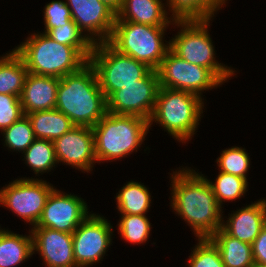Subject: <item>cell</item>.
<instances>
[{"label": "cell", "mask_w": 266, "mask_h": 267, "mask_svg": "<svg viewBox=\"0 0 266 267\" xmlns=\"http://www.w3.org/2000/svg\"><path fill=\"white\" fill-rule=\"evenodd\" d=\"M170 178L171 208L190 224L198 239L210 238L222 228V208L206 176L186 167L173 171Z\"/></svg>", "instance_id": "6da1fadb"}, {"label": "cell", "mask_w": 266, "mask_h": 267, "mask_svg": "<svg viewBox=\"0 0 266 267\" xmlns=\"http://www.w3.org/2000/svg\"><path fill=\"white\" fill-rule=\"evenodd\" d=\"M55 109L74 125L91 128L107 113L106 97L89 62L77 72L60 78Z\"/></svg>", "instance_id": "7a4b0ae2"}, {"label": "cell", "mask_w": 266, "mask_h": 267, "mask_svg": "<svg viewBox=\"0 0 266 267\" xmlns=\"http://www.w3.org/2000/svg\"><path fill=\"white\" fill-rule=\"evenodd\" d=\"M14 51L24 61L28 73L57 78L77 72L89 62L75 47L39 32L27 37Z\"/></svg>", "instance_id": "3957f363"}, {"label": "cell", "mask_w": 266, "mask_h": 267, "mask_svg": "<svg viewBox=\"0 0 266 267\" xmlns=\"http://www.w3.org/2000/svg\"><path fill=\"white\" fill-rule=\"evenodd\" d=\"M149 121L143 117L115 115L107 112L92 127L97 163L124 158L139 149L149 131Z\"/></svg>", "instance_id": "277c9868"}, {"label": "cell", "mask_w": 266, "mask_h": 267, "mask_svg": "<svg viewBox=\"0 0 266 267\" xmlns=\"http://www.w3.org/2000/svg\"><path fill=\"white\" fill-rule=\"evenodd\" d=\"M203 100L186 91L159 87L149 127L155 121L177 141L186 143L192 139L199 125Z\"/></svg>", "instance_id": "5b68a950"}, {"label": "cell", "mask_w": 266, "mask_h": 267, "mask_svg": "<svg viewBox=\"0 0 266 267\" xmlns=\"http://www.w3.org/2000/svg\"><path fill=\"white\" fill-rule=\"evenodd\" d=\"M167 26H151L129 21H115L108 43L119 53L145 63L157 70L170 49L164 43Z\"/></svg>", "instance_id": "8992f818"}, {"label": "cell", "mask_w": 266, "mask_h": 267, "mask_svg": "<svg viewBox=\"0 0 266 267\" xmlns=\"http://www.w3.org/2000/svg\"><path fill=\"white\" fill-rule=\"evenodd\" d=\"M209 23L210 20L173 22L172 24L181 30L169 40L170 49L185 61L209 69L222 83H225L236 71L215 60V49L208 33Z\"/></svg>", "instance_id": "52a82bcc"}, {"label": "cell", "mask_w": 266, "mask_h": 267, "mask_svg": "<svg viewBox=\"0 0 266 267\" xmlns=\"http://www.w3.org/2000/svg\"><path fill=\"white\" fill-rule=\"evenodd\" d=\"M89 63L106 99L125 85L137 83L151 70L145 63L119 53L108 42L94 44Z\"/></svg>", "instance_id": "ba28073f"}, {"label": "cell", "mask_w": 266, "mask_h": 267, "mask_svg": "<svg viewBox=\"0 0 266 267\" xmlns=\"http://www.w3.org/2000/svg\"><path fill=\"white\" fill-rule=\"evenodd\" d=\"M159 86L186 91L202 98V92L223 83L207 68L192 64L177 56L171 49L157 69Z\"/></svg>", "instance_id": "9c48e42d"}, {"label": "cell", "mask_w": 266, "mask_h": 267, "mask_svg": "<svg viewBox=\"0 0 266 267\" xmlns=\"http://www.w3.org/2000/svg\"><path fill=\"white\" fill-rule=\"evenodd\" d=\"M53 189L42 179H16L0 190V204L34 227Z\"/></svg>", "instance_id": "30bf717a"}, {"label": "cell", "mask_w": 266, "mask_h": 267, "mask_svg": "<svg viewBox=\"0 0 266 267\" xmlns=\"http://www.w3.org/2000/svg\"><path fill=\"white\" fill-rule=\"evenodd\" d=\"M157 70L151 69L137 83L114 91L107 100V112L115 115L143 117L150 120L159 90Z\"/></svg>", "instance_id": "8fae6325"}, {"label": "cell", "mask_w": 266, "mask_h": 267, "mask_svg": "<svg viewBox=\"0 0 266 267\" xmlns=\"http://www.w3.org/2000/svg\"><path fill=\"white\" fill-rule=\"evenodd\" d=\"M105 217L94 213L72 233L76 267H89L100 263L112 244V226Z\"/></svg>", "instance_id": "7c38bea8"}, {"label": "cell", "mask_w": 266, "mask_h": 267, "mask_svg": "<svg viewBox=\"0 0 266 267\" xmlns=\"http://www.w3.org/2000/svg\"><path fill=\"white\" fill-rule=\"evenodd\" d=\"M87 203L81 197L53 189L47 198L36 226L73 233L89 216Z\"/></svg>", "instance_id": "4fadbf2b"}, {"label": "cell", "mask_w": 266, "mask_h": 267, "mask_svg": "<svg viewBox=\"0 0 266 267\" xmlns=\"http://www.w3.org/2000/svg\"><path fill=\"white\" fill-rule=\"evenodd\" d=\"M71 18L93 43L108 42L114 28L116 13L100 0H66Z\"/></svg>", "instance_id": "5bb4252c"}, {"label": "cell", "mask_w": 266, "mask_h": 267, "mask_svg": "<svg viewBox=\"0 0 266 267\" xmlns=\"http://www.w3.org/2000/svg\"><path fill=\"white\" fill-rule=\"evenodd\" d=\"M57 163L63 162L81 171H92L96 163L94 133L91 127L74 126L53 141Z\"/></svg>", "instance_id": "9a60e30c"}, {"label": "cell", "mask_w": 266, "mask_h": 267, "mask_svg": "<svg viewBox=\"0 0 266 267\" xmlns=\"http://www.w3.org/2000/svg\"><path fill=\"white\" fill-rule=\"evenodd\" d=\"M33 252L38 251L47 267H76L72 233L33 227Z\"/></svg>", "instance_id": "2e32d148"}, {"label": "cell", "mask_w": 266, "mask_h": 267, "mask_svg": "<svg viewBox=\"0 0 266 267\" xmlns=\"http://www.w3.org/2000/svg\"><path fill=\"white\" fill-rule=\"evenodd\" d=\"M227 219L226 222L223 220L222 229L228 235L252 245L266 224V200H258L242 207Z\"/></svg>", "instance_id": "e0dca14e"}, {"label": "cell", "mask_w": 266, "mask_h": 267, "mask_svg": "<svg viewBox=\"0 0 266 267\" xmlns=\"http://www.w3.org/2000/svg\"><path fill=\"white\" fill-rule=\"evenodd\" d=\"M60 78L28 73L20 96L24 115L56 107Z\"/></svg>", "instance_id": "ac0fdd59"}, {"label": "cell", "mask_w": 266, "mask_h": 267, "mask_svg": "<svg viewBox=\"0 0 266 267\" xmlns=\"http://www.w3.org/2000/svg\"><path fill=\"white\" fill-rule=\"evenodd\" d=\"M162 0H122L115 21H129L151 26H169L173 21L167 17Z\"/></svg>", "instance_id": "d6986e66"}, {"label": "cell", "mask_w": 266, "mask_h": 267, "mask_svg": "<svg viewBox=\"0 0 266 267\" xmlns=\"http://www.w3.org/2000/svg\"><path fill=\"white\" fill-rule=\"evenodd\" d=\"M209 239L219 249L225 267H255L251 244L228 235L222 228Z\"/></svg>", "instance_id": "ffe728a7"}, {"label": "cell", "mask_w": 266, "mask_h": 267, "mask_svg": "<svg viewBox=\"0 0 266 267\" xmlns=\"http://www.w3.org/2000/svg\"><path fill=\"white\" fill-rule=\"evenodd\" d=\"M26 116L30 120L36 139L54 141L75 126L63 112L57 109L34 111Z\"/></svg>", "instance_id": "44dd1931"}, {"label": "cell", "mask_w": 266, "mask_h": 267, "mask_svg": "<svg viewBox=\"0 0 266 267\" xmlns=\"http://www.w3.org/2000/svg\"><path fill=\"white\" fill-rule=\"evenodd\" d=\"M227 0H167L173 22L208 21Z\"/></svg>", "instance_id": "7402d4cb"}, {"label": "cell", "mask_w": 266, "mask_h": 267, "mask_svg": "<svg viewBox=\"0 0 266 267\" xmlns=\"http://www.w3.org/2000/svg\"><path fill=\"white\" fill-rule=\"evenodd\" d=\"M33 254V239L30 235H20L0 228V267H15Z\"/></svg>", "instance_id": "603a6c76"}, {"label": "cell", "mask_w": 266, "mask_h": 267, "mask_svg": "<svg viewBox=\"0 0 266 267\" xmlns=\"http://www.w3.org/2000/svg\"><path fill=\"white\" fill-rule=\"evenodd\" d=\"M27 74L24 61L14 49L0 56V93L20 97Z\"/></svg>", "instance_id": "cb8c5ba5"}, {"label": "cell", "mask_w": 266, "mask_h": 267, "mask_svg": "<svg viewBox=\"0 0 266 267\" xmlns=\"http://www.w3.org/2000/svg\"><path fill=\"white\" fill-rule=\"evenodd\" d=\"M115 198L121 215H145L152 201L147 187L134 181L123 186Z\"/></svg>", "instance_id": "d4e9b609"}, {"label": "cell", "mask_w": 266, "mask_h": 267, "mask_svg": "<svg viewBox=\"0 0 266 267\" xmlns=\"http://www.w3.org/2000/svg\"><path fill=\"white\" fill-rule=\"evenodd\" d=\"M23 157L36 175L51 171L57 164L54 143L50 140L35 139L25 150Z\"/></svg>", "instance_id": "484cf974"}, {"label": "cell", "mask_w": 266, "mask_h": 267, "mask_svg": "<svg viewBox=\"0 0 266 267\" xmlns=\"http://www.w3.org/2000/svg\"><path fill=\"white\" fill-rule=\"evenodd\" d=\"M46 34L58 43L75 47L89 61L94 44L73 20L65 25L50 29Z\"/></svg>", "instance_id": "4316f807"}, {"label": "cell", "mask_w": 266, "mask_h": 267, "mask_svg": "<svg viewBox=\"0 0 266 267\" xmlns=\"http://www.w3.org/2000/svg\"><path fill=\"white\" fill-rule=\"evenodd\" d=\"M219 206L222 208L223 201H235L244 196L247 191L248 182L246 179L219 172L215 182L208 180Z\"/></svg>", "instance_id": "83f0119b"}, {"label": "cell", "mask_w": 266, "mask_h": 267, "mask_svg": "<svg viewBox=\"0 0 266 267\" xmlns=\"http://www.w3.org/2000/svg\"><path fill=\"white\" fill-rule=\"evenodd\" d=\"M4 145L10 150L25 152L36 139L29 118L24 115L2 132Z\"/></svg>", "instance_id": "f1b7e54d"}, {"label": "cell", "mask_w": 266, "mask_h": 267, "mask_svg": "<svg viewBox=\"0 0 266 267\" xmlns=\"http://www.w3.org/2000/svg\"><path fill=\"white\" fill-rule=\"evenodd\" d=\"M118 230L127 242L142 244L149 239L151 223L146 215H121Z\"/></svg>", "instance_id": "f546056e"}, {"label": "cell", "mask_w": 266, "mask_h": 267, "mask_svg": "<svg viewBox=\"0 0 266 267\" xmlns=\"http://www.w3.org/2000/svg\"><path fill=\"white\" fill-rule=\"evenodd\" d=\"M217 158L219 171L229 173L247 179V172L250 168V157L244 148L233 146L225 149Z\"/></svg>", "instance_id": "4dcf8cb0"}, {"label": "cell", "mask_w": 266, "mask_h": 267, "mask_svg": "<svg viewBox=\"0 0 266 267\" xmlns=\"http://www.w3.org/2000/svg\"><path fill=\"white\" fill-rule=\"evenodd\" d=\"M188 263L189 267H225L219 249L209 238L198 239Z\"/></svg>", "instance_id": "1f68e13d"}, {"label": "cell", "mask_w": 266, "mask_h": 267, "mask_svg": "<svg viewBox=\"0 0 266 267\" xmlns=\"http://www.w3.org/2000/svg\"><path fill=\"white\" fill-rule=\"evenodd\" d=\"M44 25L46 34L50 29L69 23L71 18L70 9L65 1L54 0L45 5Z\"/></svg>", "instance_id": "d6a6232c"}, {"label": "cell", "mask_w": 266, "mask_h": 267, "mask_svg": "<svg viewBox=\"0 0 266 267\" xmlns=\"http://www.w3.org/2000/svg\"><path fill=\"white\" fill-rule=\"evenodd\" d=\"M24 116L20 97L0 93V131Z\"/></svg>", "instance_id": "836d02e7"}, {"label": "cell", "mask_w": 266, "mask_h": 267, "mask_svg": "<svg viewBox=\"0 0 266 267\" xmlns=\"http://www.w3.org/2000/svg\"><path fill=\"white\" fill-rule=\"evenodd\" d=\"M255 267H266V224L252 243Z\"/></svg>", "instance_id": "e575fe53"}, {"label": "cell", "mask_w": 266, "mask_h": 267, "mask_svg": "<svg viewBox=\"0 0 266 267\" xmlns=\"http://www.w3.org/2000/svg\"><path fill=\"white\" fill-rule=\"evenodd\" d=\"M110 7L116 14L121 7L122 0H100Z\"/></svg>", "instance_id": "d590c367"}]
</instances>
